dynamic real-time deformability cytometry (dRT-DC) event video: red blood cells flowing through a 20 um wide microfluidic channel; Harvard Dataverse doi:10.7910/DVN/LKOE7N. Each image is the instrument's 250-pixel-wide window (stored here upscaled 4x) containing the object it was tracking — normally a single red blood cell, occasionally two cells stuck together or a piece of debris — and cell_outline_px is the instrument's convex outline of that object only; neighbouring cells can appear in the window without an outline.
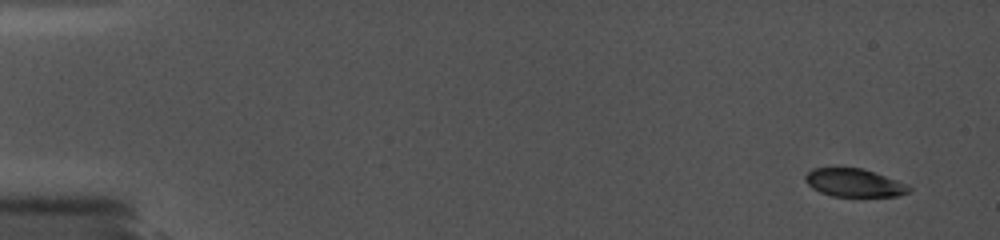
{"species": "common noctule bat (a hibernating species)", "species_latin": "Nyctalus noctula", "temperature_condition": "cold", "stored_images_in_passage": 29, "camera_frame_rate_fps": 5000, "um_per_image_px": 0.085, "animal": {"sex": "female", "body_mass_g": 19.0, "forearm_length_mm": 56.7}, "frame": {"image": 1, "passage_image": 1, "time_ms": 0.0, "image_size_px": [1000, 240], "cell_outline_px": [[912, 192], [896, 196], [832, 196], [820, 192], [812, 188], [804, 180], [804, 176], [812, 168], [860, 168], [908, 184], [912, 188]], "centroid_in_image_um": [72.6, 15.55], "position_along_channel_um": 12.4, "area_um2": 16.88}}
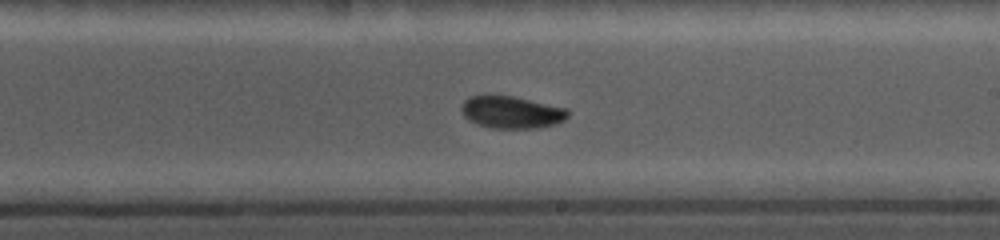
{"frame": {"image": 2, "passage_image": 18, "time_ms": 10.0, "image_size_px": [1000, 240], "cell_outline_px": [[568, 116], [564, 120], [556, 124], [540, 128], [492, 128], [476, 124], [468, 120], [464, 116], [460, 108], [464, 100], [468, 96], [488, 92], [512, 96], [568, 108]], "centroid_in_image_um": [43.42, 9.5], "position_along_channel_um": 245.6, "area_um2": 20.69}}
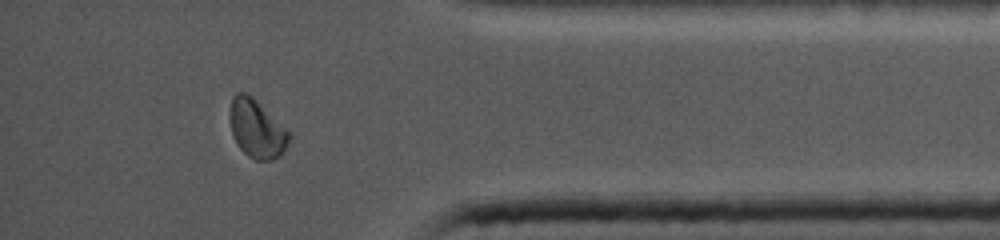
{"frame": {"image": 3, "passage_image": 28, "time_ms": 14.6, "image_size_px": [1000, 240], "cell_outline_px": [[292, 140], [280, 156], [272, 160], [256, 160], [248, 156], [240, 148], [232, 132], [228, 116], [228, 112], [232, 96], [236, 92], [244, 92], [252, 96], [292, 136]], "centroid_in_image_um": [21.8, 10.94], "position_along_channel_um": 413.4, "area_um2": 20.06}}